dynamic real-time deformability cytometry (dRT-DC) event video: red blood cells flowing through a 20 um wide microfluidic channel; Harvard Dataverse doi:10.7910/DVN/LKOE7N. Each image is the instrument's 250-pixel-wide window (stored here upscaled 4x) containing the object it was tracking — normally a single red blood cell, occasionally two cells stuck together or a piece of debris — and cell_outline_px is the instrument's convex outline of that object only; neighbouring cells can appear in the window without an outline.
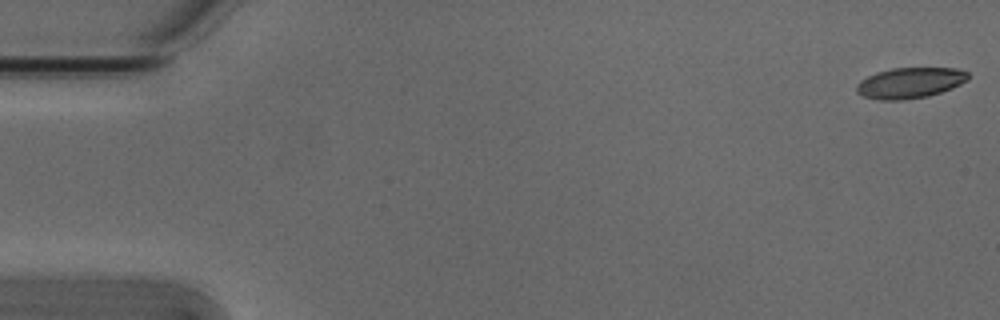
{"species": "Egyptian fruit bat (a non-hibernating species)", "species_latin": "Rousettus aegyptiacus", "temperature_condition": "cold", "stored_images_in_passage": 54, "camera_frame_rate_fps": 3000, "um_per_image_px": 0.085, "animal": {"sex": "male"}, "frame": {"image": 1, "passage_image": 1, "time_ms": 0.0, "image_size_px": [1000, 320], "cell_outline_px": [[968, 80], [952, 88], [928, 96], [900, 100], [880, 100], [864, 96], [856, 92], [856, 84], [860, 80], [876, 72], [892, 68], [956, 68], [968, 72]], "centroid_in_image_um": [77.33, 7.04], "position_along_channel_um": 7.7, "area_um2": 19.94}}
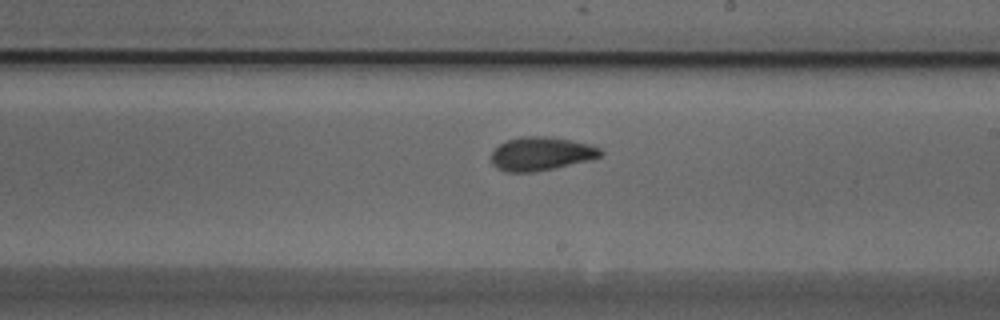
{"frame": {"image": 2, "passage_image": 31, "time_ms": 10.0, "image_size_px": [1000, 320], "cell_outline_px": [[604, 152], [600, 156], [588, 160], [536, 172], [508, 172], [496, 168], [492, 164], [492, 148], [508, 140], [520, 136], [548, 136], [592, 144], [600, 148]], "centroid_in_image_um": [45.97, 13.06], "position_along_channel_um": 243.0, "area_um2": 21.44}}
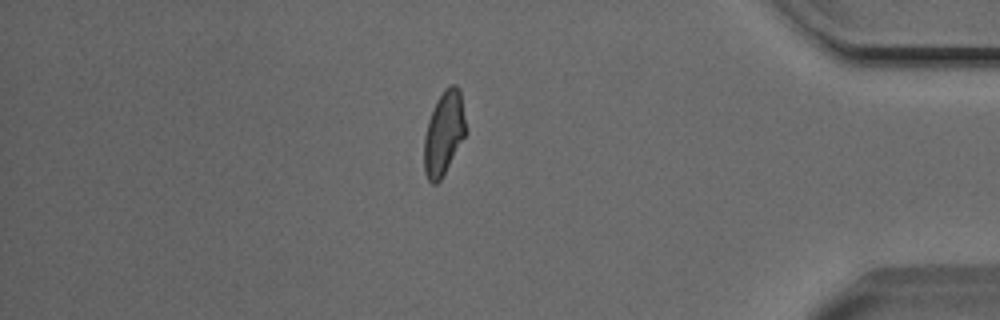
{"frame": {"image": 3, "passage_image": 46, "time_ms": 15.0, "image_size_px": [1000, 320], "cell_outline_px": [[468, 132], [440, 180], [436, 184], [432, 184], [428, 180], [424, 172], [424, 136], [428, 120], [436, 100], [444, 88], [452, 84], [456, 84], [460, 88]], "centroid_in_image_um": [37.75, 11.28], "position_along_channel_um": 397.5, "area_um2": 20.75}, "authors_computed_cell_mechanics": {"area_um2": 20.7791, "velocity_mm_per_s": 3.8107, "shape_relaxation_time_tau1_ms": 4.7727, "shape_relaxation_time_tau2_ms": 2.1682, "deformation_change_tau1": 0.1445, "deformation_change_tau2": 0.0797}}